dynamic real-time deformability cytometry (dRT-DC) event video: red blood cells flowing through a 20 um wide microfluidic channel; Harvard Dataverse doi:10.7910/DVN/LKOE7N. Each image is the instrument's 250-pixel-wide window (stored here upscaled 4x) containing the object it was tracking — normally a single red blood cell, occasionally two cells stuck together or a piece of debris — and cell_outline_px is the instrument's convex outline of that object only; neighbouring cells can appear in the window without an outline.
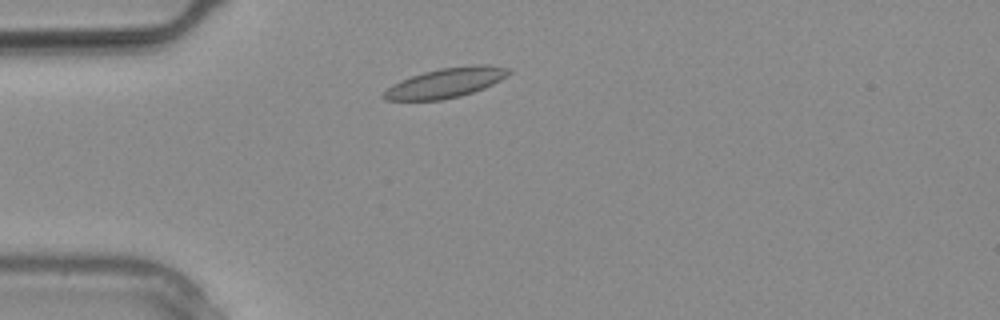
{"species": "common noctule bat (a hibernating species)", "species_latin": "Nyctalus noctula", "temperature_condition": "warm", "stored_images_in_passage": 25, "camera_frame_rate_fps": 3000, "um_per_image_px": 0.085, "animal": {"sex": "male", "body_mass_g": 20.4}, "frame": {"image": 1, "passage_image": 4, "time_ms": 1.0, "image_size_px": [1000, 320], "cell_outline_px": [[512, 72], [500, 80], [484, 88], [460, 96], [440, 100], [384, 100], [380, 96], [392, 84], [412, 76], [424, 72], [440, 68], [476, 64], [488, 64], [508, 68]], "centroid_in_image_um": [37.89, 7.03], "position_along_channel_um": 47.1, "area_um2": 21.56}}